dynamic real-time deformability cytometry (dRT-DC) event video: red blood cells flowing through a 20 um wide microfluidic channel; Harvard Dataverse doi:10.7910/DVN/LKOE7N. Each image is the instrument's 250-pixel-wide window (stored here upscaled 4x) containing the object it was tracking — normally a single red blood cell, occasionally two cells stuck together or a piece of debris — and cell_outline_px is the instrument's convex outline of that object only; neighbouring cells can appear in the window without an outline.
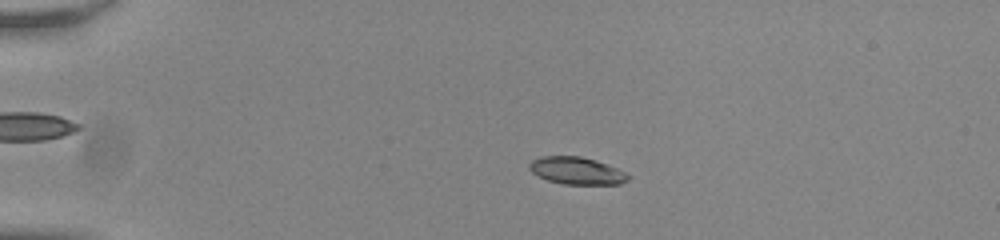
{"species": "common noctule bat (a hibernating species)", "species_latin": "Nyctalus noctula", "temperature_condition": "room temperature", "stored_images_in_passage": 56, "camera_frame_rate_fps": 3000, "um_per_image_px": 0.085, "animal": {"sex": "male", "body_mass_g": 20.0, "forearm_length_mm": 53.3}, "frame": {"image": 1, "passage_image": 13, "time_ms": 4.0, "image_size_px": [1000, 240], "cell_outline_px": [[632, 176], [628, 180], [620, 184], [564, 184], [548, 180], [536, 176], [528, 168], [528, 164], [532, 160], [540, 156], [580, 156], [596, 160], [608, 164]], "centroid_in_image_um": [49.0, 14.51], "position_along_channel_um": 36.0, "area_um2": 15.84}}
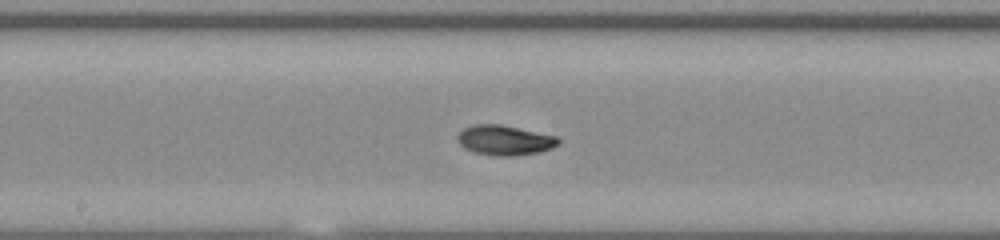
{"frame": {"image": 2, "passage_image": 31, "time_ms": 10.0, "image_size_px": [1000, 240], "cell_outline_px": [[560, 144], [552, 148], [540, 152], [516, 156], [492, 156], [472, 152], [464, 148], [456, 140], [456, 136], [464, 128], [472, 124], [500, 124], [556, 136], [560, 140]], "centroid_in_image_um": [42.87, 11.93], "position_along_channel_um": 205.3, "area_um2": 17.86}}
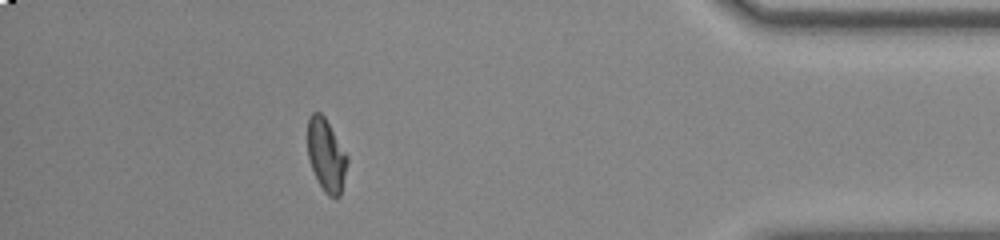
{"frame": {"image": 3, "passage_image": 50, "time_ms": 16.333, "image_size_px": [1000, 240], "cell_outline_px": [[348, 160], [340, 196], [336, 200], [328, 196], [324, 192], [312, 168], [308, 156], [308, 116], [312, 112], [320, 112], [324, 116], [348, 156]], "centroid_in_image_um": [27.73, 13.2], "position_along_channel_um": 407.5, "area_um2": 16.7}, "authors_computed_cell_mechanics": {"area_um2": 16.7331, "velocity_mm_per_s": 3.8136, "shape_relaxation_time_tau1_ms": 6.6114, "shape_relaxation_time_tau2_ms": 1.9612, "deformation_change_tau1": 0.1896, "deformation_change_tau2": 0.0588}}